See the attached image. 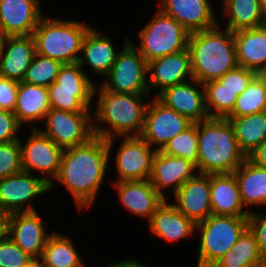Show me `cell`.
Segmentation results:
<instances>
[{
	"label": "cell",
	"instance_id": "cell-1",
	"mask_svg": "<svg viewBox=\"0 0 266 267\" xmlns=\"http://www.w3.org/2000/svg\"><path fill=\"white\" fill-rule=\"evenodd\" d=\"M113 138L94 136L88 142L63 151L58 175L54 180L69 190L78 208H89L109 170Z\"/></svg>",
	"mask_w": 266,
	"mask_h": 267
},
{
	"label": "cell",
	"instance_id": "cell-2",
	"mask_svg": "<svg viewBox=\"0 0 266 267\" xmlns=\"http://www.w3.org/2000/svg\"><path fill=\"white\" fill-rule=\"evenodd\" d=\"M219 26L189 36L192 77L201 84L217 80L238 66L234 33L226 28L222 31Z\"/></svg>",
	"mask_w": 266,
	"mask_h": 267
},
{
	"label": "cell",
	"instance_id": "cell-3",
	"mask_svg": "<svg viewBox=\"0 0 266 267\" xmlns=\"http://www.w3.org/2000/svg\"><path fill=\"white\" fill-rule=\"evenodd\" d=\"M246 158L228 119L208 118L198 122V173H233Z\"/></svg>",
	"mask_w": 266,
	"mask_h": 267
},
{
	"label": "cell",
	"instance_id": "cell-4",
	"mask_svg": "<svg viewBox=\"0 0 266 267\" xmlns=\"http://www.w3.org/2000/svg\"><path fill=\"white\" fill-rule=\"evenodd\" d=\"M147 94L115 93L99 87L98 102L94 114L97 123L93 124L94 136L103 139L140 136L144 126L148 104L143 103Z\"/></svg>",
	"mask_w": 266,
	"mask_h": 267
},
{
	"label": "cell",
	"instance_id": "cell-5",
	"mask_svg": "<svg viewBox=\"0 0 266 267\" xmlns=\"http://www.w3.org/2000/svg\"><path fill=\"white\" fill-rule=\"evenodd\" d=\"M89 25L80 21L42 17L32 36L36 53L62 64L78 62Z\"/></svg>",
	"mask_w": 266,
	"mask_h": 267
},
{
	"label": "cell",
	"instance_id": "cell-6",
	"mask_svg": "<svg viewBox=\"0 0 266 267\" xmlns=\"http://www.w3.org/2000/svg\"><path fill=\"white\" fill-rule=\"evenodd\" d=\"M249 216L210 215L196 224L201 234L197 267H212L248 228Z\"/></svg>",
	"mask_w": 266,
	"mask_h": 267
},
{
	"label": "cell",
	"instance_id": "cell-7",
	"mask_svg": "<svg viewBox=\"0 0 266 267\" xmlns=\"http://www.w3.org/2000/svg\"><path fill=\"white\" fill-rule=\"evenodd\" d=\"M50 107L72 113H89L96 85L78 64H62L56 81L47 87Z\"/></svg>",
	"mask_w": 266,
	"mask_h": 267
},
{
	"label": "cell",
	"instance_id": "cell-8",
	"mask_svg": "<svg viewBox=\"0 0 266 267\" xmlns=\"http://www.w3.org/2000/svg\"><path fill=\"white\" fill-rule=\"evenodd\" d=\"M190 33L174 18L158 9L139 32L140 45H134L148 62L188 49Z\"/></svg>",
	"mask_w": 266,
	"mask_h": 267
},
{
	"label": "cell",
	"instance_id": "cell-9",
	"mask_svg": "<svg viewBox=\"0 0 266 267\" xmlns=\"http://www.w3.org/2000/svg\"><path fill=\"white\" fill-rule=\"evenodd\" d=\"M116 61L106 75L108 79L101 86L108 91L124 94H149L148 63L126 38ZM108 81V82H107Z\"/></svg>",
	"mask_w": 266,
	"mask_h": 267
},
{
	"label": "cell",
	"instance_id": "cell-10",
	"mask_svg": "<svg viewBox=\"0 0 266 267\" xmlns=\"http://www.w3.org/2000/svg\"><path fill=\"white\" fill-rule=\"evenodd\" d=\"M45 120V130H39L62 149L82 145L94 137V120L90 113L51 108Z\"/></svg>",
	"mask_w": 266,
	"mask_h": 267
},
{
	"label": "cell",
	"instance_id": "cell-11",
	"mask_svg": "<svg viewBox=\"0 0 266 267\" xmlns=\"http://www.w3.org/2000/svg\"><path fill=\"white\" fill-rule=\"evenodd\" d=\"M31 132L26 143L19 140L22 170L31 174L35 170L46 175L47 177L44 176V180L49 184V190H51V187H53L52 181L56 178L60 169L64 149L44 135L38 127H32Z\"/></svg>",
	"mask_w": 266,
	"mask_h": 267
},
{
	"label": "cell",
	"instance_id": "cell-12",
	"mask_svg": "<svg viewBox=\"0 0 266 267\" xmlns=\"http://www.w3.org/2000/svg\"><path fill=\"white\" fill-rule=\"evenodd\" d=\"M46 192H49V184L44 177H35L34 174L22 171L2 178L0 179V213L9 215L16 212L36 211L35 207L28 202H32L35 197Z\"/></svg>",
	"mask_w": 266,
	"mask_h": 267
},
{
	"label": "cell",
	"instance_id": "cell-13",
	"mask_svg": "<svg viewBox=\"0 0 266 267\" xmlns=\"http://www.w3.org/2000/svg\"><path fill=\"white\" fill-rule=\"evenodd\" d=\"M148 104L140 137L155 150L161 151L169 140L184 131L193 122L174 109L166 107L156 97Z\"/></svg>",
	"mask_w": 266,
	"mask_h": 267
},
{
	"label": "cell",
	"instance_id": "cell-14",
	"mask_svg": "<svg viewBox=\"0 0 266 267\" xmlns=\"http://www.w3.org/2000/svg\"><path fill=\"white\" fill-rule=\"evenodd\" d=\"M116 153L117 181L149 180L156 150L140 136L124 137ZM151 148L153 150H151Z\"/></svg>",
	"mask_w": 266,
	"mask_h": 267
},
{
	"label": "cell",
	"instance_id": "cell-15",
	"mask_svg": "<svg viewBox=\"0 0 266 267\" xmlns=\"http://www.w3.org/2000/svg\"><path fill=\"white\" fill-rule=\"evenodd\" d=\"M42 218L37 211L16 212L7 215V232L10 239L34 260H39L47 239Z\"/></svg>",
	"mask_w": 266,
	"mask_h": 267
},
{
	"label": "cell",
	"instance_id": "cell-16",
	"mask_svg": "<svg viewBox=\"0 0 266 267\" xmlns=\"http://www.w3.org/2000/svg\"><path fill=\"white\" fill-rule=\"evenodd\" d=\"M164 89L155 97L166 107L174 109L193 123L209 118L205 105L204 86L195 79ZM200 86L197 89L196 86Z\"/></svg>",
	"mask_w": 266,
	"mask_h": 267
},
{
	"label": "cell",
	"instance_id": "cell-17",
	"mask_svg": "<svg viewBox=\"0 0 266 267\" xmlns=\"http://www.w3.org/2000/svg\"><path fill=\"white\" fill-rule=\"evenodd\" d=\"M174 205L195 224L212 215L210 174L198 173L187 180L175 193Z\"/></svg>",
	"mask_w": 266,
	"mask_h": 267
},
{
	"label": "cell",
	"instance_id": "cell-18",
	"mask_svg": "<svg viewBox=\"0 0 266 267\" xmlns=\"http://www.w3.org/2000/svg\"><path fill=\"white\" fill-rule=\"evenodd\" d=\"M39 0H0V29L5 36L32 35L43 14Z\"/></svg>",
	"mask_w": 266,
	"mask_h": 267
},
{
	"label": "cell",
	"instance_id": "cell-19",
	"mask_svg": "<svg viewBox=\"0 0 266 267\" xmlns=\"http://www.w3.org/2000/svg\"><path fill=\"white\" fill-rule=\"evenodd\" d=\"M147 73L151 74L148 81L149 91L154 87L159 90L157 95L168 87L187 82L188 78L191 81L193 77L189 50L148 62Z\"/></svg>",
	"mask_w": 266,
	"mask_h": 267
},
{
	"label": "cell",
	"instance_id": "cell-20",
	"mask_svg": "<svg viewBox=\"0 0 266 267\" xmlns=\"http://www.w3.org/2000/svg\"><path fill=\"white\" fill-rule=\"evenodd\" d=\"M159 1V9L174 18L189 33L211 29L219 24L208 0Z\"/></svg>",
	"mask_w": 266,
	"mask_h": 267
},
{
	"label": "cell",
	"instance_id": "cell-21",
	"mask_svg": "<svg viewBox=\"0 0 266 267\" xmlns=\"http://www.w3.org/2000/svg\"><path fill=\"white\" fill-rule=\"evenodd\" d=\"M195 170H197L196 166L184 158L157 151L153 159L149 181L156 191L166 199L162 191L171 187L174 194L187 180L196 175Z\"/></svg>",
	"mask_w": 266,
	"mask_h": 267
},
{
	"label": "cell",
	"instance_id": "cell-22",
	"mask_svg": "<svg viewBox=\"0 0 266 267\" xmlns=\"http://www.w3.org/2000/svg\"><path fill=\"white\" fill-rule=\"evenodd\" d=\"M35 53L32 35L5 36L0 53V77L22 81Z\"/></svg>",
	"mask_w": 266,
	"mask_h": 267
},
{
	"label": "cell",
	"instance_id": "cell-23",
	"mask_svg": "<svg viewBox=\"0 0 266 267\" xmlns=\"http://www.w3.org/2000/svg\"><path fill=\"white\" fill-rule=\"evenodd\" d=\"M212 215L249 216L242 204L237 179L233 173L210 174Z\"/></svg>",
	"mask_w": 266,
	"mask_h": 267
},
{
	"label": "cell",
	"instance_id": "cell-24",
	"mask_svg": "<svg viewBox=\"0 0 266 267\" xmlns=\"http://www.w3.org/2000/svg\"><path fill=\"white\" fill-rule=\"evenodd\" d=\"M112 184L118 191L121 205L136 216L148 217L150 220L157 206L164 200L149 180L120 181Z\"/></svg>",
	"mask_w": 266,
	"mask_h": 267
},
{
	"label": "cell",
	"instance_id": "cell-25",
	"mask_svg": "<svg viewBox=\"0 0 266 267\" xmlns=\"http://www.w3.org/2000/svg\"><path fill=\"white\" fill-rule=\"evenodd\" d=\"M149 228L154 235L171 242L190 236L196 224L164 199L149 220Z\"/></svg>",
	"mask_w": 266,
	"mask_h": 267
},
{
	"label": "cell",
	"instance_id": "cell-26",
	"mask_svg": "<svg viewBox=\"0 0 266 267\" xmlns=\"http://www.w3.org/2000/svg\"><path fill=\"white\" fill-rule=\"evenodd\" d=\"M233 33L238 66L259 74L266 67V24Z\"/></svg>",
	"mask_w": 266,
	"mask_h": 267
},
{
	"label": "cell",
	"instance_id": "cell-27",
	"mask_svg": "<svg viewBox=\"0 0 266 267\" xmlns=\"http://www.w3.org/2000/svg\"><path fill=\"white\" fill-rule=\"evenodd\" d=\"M81 52L83 56L79 57L78 64L83 68L87 63L91 70L104 76L109 73L118 55L111 39L100 35L93 27L85 34Z\"/></svg>",
	"mask_w": 266,
	"mask_h": 267
},
{
	"label": "cell",
	"instance_id": "cell-28",
	"mask_svg": "<svg viewBox=\"0 0 266 267\" xmlns=\"http://www.w3.org/2000/svg\"><path fill=\"white\" fill-rule=\"evenodd\" d=\"M50 109L47 87L24 81L18 82L17 99L13 113L21 126L36 120L43 121Z\"/></svg>",
	"mask_w": 266,
	"mask_h": 267
},
{
	"label": "cell",
	"instance_id": "cell-29",
	"mask_svg": "<svg viewBox=\"0 0 266 267\" xmlns=\"http://www.w3.org/2000/svg\"><path fill=\"white\" fill-rule=\"evenodd\" d=\"M234 174L244 206L266 205V168L246 158Z\"/></svg>",
	"mask_w": 266,
	"mask_h": 267
},
{
	"label": "cell",
	"instance_id": "cell-30",
	"mask_svg": "<svg viewBox=\"0 0 266 267\" xmlns=\"http://www.w3.org/2000/svg\"><path fill=\"white\" fill-rule=\"evenodd\" d=\"M225 14L228 15L226 29L235 32L266 24L261 0H223Z\"/></svg>",
	"mask_w": 266,
	"mask_h": 267
},
{
	"label": "cell",
	"instance_id": "cell-31",
	"mask_svg": "<svg viewBox=\"0 0 266 267\" xmlns=\"http://www.w3.org/2000/svg\"><path fill=\"white\" fill-rule=\"evenodd\" d=\"M226 119L233 125L239 148L246 157L266 139V111Z\"/></svg>",
	"mask_w": 266,
	"mask_h": 267
},
{
	"label": "cell",
	"instance_id": "cell-32",
	"mask_svg": "<svg viewBox=\"0 0 266 267\" xmlns=\"http://www.w3.org/2000/svg\"><path fill=\"white\" fill-rule=\"evenodd\" d=\"M47 267H81L84 262L66 235L52 232L39 259Z\"/></svg>",
	"mask_w": 266,
	"mask_h": 267
},
{
	"label": "cell",
	"instance_id": "cell-33",
	"mask_svg": "<svg viewBox=\"0 0 266 267\" xmlns=\"http://www.w3.org/2000/svg\"><path fill=\"white\" fill-rule=\"evenodd\" d=\"M203 86L209 118H226L235 106L237 94L221 85L217 80L205 82Z\"/></svg>",
	"mask_w": 266,
	"mask_h": 267
},
{
	"label": "cell",
	"instance_id": "cell-34",
	"mask_svg": "<svg viewBox=\"0 0 266 267\" xmlns=\"http://www.w3.org/2000/svg\"><path fill=\"white\" fill-rule=\"evenodd\" d=\"M266 111V84L257 75L238 97L226 118L242 117Z\"/></svg>",
	"mask_w": 266,
	"mask_h": 267
},
{
	"label": "cell",
	"instance_id": "cell-35",
	"mask_svg": "<svg viewBox=\"0 0 266 267\" xmlns=\"http://www.w3.org/2000/svg\"><path fill=\"white\" fill-rule=\"evenodd\" d=\"M163 154L182 157L198 165V122L192 123L184 131L168 141L161 150Z\"/></svg>",
	"mask_w": 266,
	"mask_h": 267
},
{
	"label": "cell",
	"instance_id": "cell-36",
	"mask_svg": "<svg viewBox=\"0 0 266 267\" xmlns=\"http://www.w3.org/2000/svg\"><path fill=\"white\" fill-rule=\"evenodd\" d=\"M62 63L35 53L22 81L48 87L56 81Z\"/></svg>",
	"mask_w": 266,
	"mask_h": 267
},
{
	"label": "cell",
	"instance_id": "cell-37",
	"mask_svg": "<svg viewBox=\"0 0 266 267\" xmlns=\"http://www.w3.org/2000/svg\"><path fill=\"white\" fill-rule=\"evenodd\" d=\"M229 252H233L237 257L238 267H259L265 261L249 228L243 232Z\"/></svg>",
	"mask_w": 266,
	"mask_h": 267
},
{
	"label": "cell",
	"instance_id": "cell-38",
	"mask_svg": "<svg viewBox=\"0 0 266 267\" xmlns=\"http://www.w3.org/2000/svg\"><path fill=\"white\" fill-rule=\"evenodd\" d=\"M22 171L19 140L0 143V179Z\"/></svg>",
	"mask_w": 266,
	"mask_h": 267
},
{
	"label": "cell",
	"instance_id": "cell-39",
	"mask_svg": "<svg viewBox=\"0 0 266 267\" xmlns=\"http://www.w3.org/2000/svg\"><path fill=\"white\" fill-rule=\"evenodd\" d=\"M34 259L6 234L0 239V267H27Z\"/></svg>",
	"mask_w": 266,
	"mask_h": 267
},
{
	"label": "cell",
	"instance_id": "cell-40",
	"mask_svg": "<svg viewBox=\"0 0 266 267\" xmlns=\"http://www.w3.org/2000/svg\"><path fill=\"white\" fill-rule=\"evenodd\" d=\"M258 74L245 67L237 66L236 68L226 72L217 81L228 88L232 92H235L239 96Z\"/></svg>",
	"mask_w": 266,
	"mask_h": 267
},
{
	"label": "cell",
	"instance_id": "cell-41",
	"mask_svg": "<svg viewBox=\"0 0 266 267\" xmlns=\"http://www.w3.org/2000/svg\"><path fill=\"white\" fill-rule=\"evenodd\" d=\"M20 127L12 111L0 109V143L20 140L17 135Z\"/></svg>",
	"mask_w": 266,
	"mask_h": 267
},
{
	"label": "cell",
	"instance_id": "cell-42",
	"mask_svg": "<svg viewBox=\"0 0 266 267\" xmlns=\"http://www.w3.org/2000/svg\"><path fill=\"white\" fill-rule=\"evenodd\" d=\"M248 228L254 234L259 252L266 260V214H257L250 210Z\"/></svg>",
	"mask_w": 266,
	"mask_h": 267
},
{
	"label": "cell",
	"instance_id": "cell-43",
	"mask_svg": "<svg viewBox=\"0 0 266 267\" xmlns=\"http://www.w3.org/2000/svg\"><path fill=\"white\" fill-rule=\"evenodd\" d=\"M18 81L0 77V109L14 111Z\"/></svg>",
	"mask_w": 266,
	"mask_h": 267
},
{
	"label": "cell",
	"instance_id": "cell-44",
	"mask_svg": "<svg viewBox=\"0 0 266 267\" xmlns=\"http://www.w3.org/2000/svg\"><path fill=\"white\" fill-rule=\"evenodd\" d=\"M247 158L254 164L266 168V139Z\"/></svg>",
	"mask_w": 266,
	"mask_h": 267
},
{
	"label": "cell",
	"instance_id": "cell-45",
	"mask_svg": "<svg viewBox=\"0 0 266 267\" xmlns=\"http://www.w3.org/2000/svg\"><path fill=\"white\" fill-rule=\"evenodd\" d=\"M212 267H238V259L233 252L228 251Z\"/></svg>",
	"mask_w": 266,
	"mask_h": 267
},
{
	"label": "cell",
	"instance_id": "cell-46",
	"mask_svg": "<svg viewBox=\"0 0 266 267\" xmlns=\"http://www.w3.org/2000/svg\"><path fill=\"white\" fill-rule=\"evenodd\" d=\"M109 267H150L148 265L142 264L134 259L121 260L120 262L114 263Z\"/></svg>",
	"mask_w": 266,
	"mask_h": 267
},
{
	"label": "cell",
	"instance_id": "cell-47",
	"mask_svg": "<svg viewBox=\"0 0 266 267\" xmlns=\"http://www.w3.org/2000/svg\"><path fill=\"white\" fill-rule=\"evenodd\" d=\"M7 232V215L0 213V239H2Z\"/></svg>",
	"mask_w": 266,
	"mask_h": 267
},
{
	"label": "cell",
	"instance_id": "cell-48",
	"mask_svg": "<svg viewBox=\"0 0 266 267\" xmlns=\"http://www.w3.org/2000/svg\"><path fill=\"white\" fill-rule=\"evenodd\" d=\"M27 267H41V262L39 260H34Z\"/></svg>",
	"mask_w": 266,
	"mask_h": 267
},
{
	"label": "cell",
	"instance_id": "cell-49",
	"mask_svg": "<svg viewBox=\"0 0 266 267\" xmlns=\"http://www.w3.org/2000/svg\"><path fill=\"white\" fill-rule=\"evenodd\" d=\"M258 75L266 84V67Z\"/></svg>",
	"mask_w": 266,
	"mask_h": 267
},
{
	"label": "cell",
	"instance_id": "cell-50",
	"mask_svg": "<svg viewBox=\"0 0 266 267\" xmlns=\"http://www.w3.org/2000/svg\"><path fill=\"white\" fill-rule=\"evenodd\" d=\"M4 38H5V35L3 34L2 30L0 29V53L2 50V44H3Z\"/></svg>",
	"mask_w": 266,
	"mask_h": 267
},
{
	"label": "cell",
	"instance_id": "cell-51",
	"mask_svg": "<svg viewBox=\"0 0 266 267\" xmlns=\"http://www.w3.org/2000/svg\"><path fill=\"white\" fill-rule=\"evenodd\" d=\"M261 6H262L263 14L266 18V0H261Z\"/></svg>",
	"mask_w": 266,
	"mask_h": 267
},
{
	"label": "cell",
	"instance_id": "cell-52",
	"mask_svg": "<svg viewBox=\"0 0 266 267\" xmlns=\"http://www.w3.org/2000/svg\"><path fill=\"white\" fill-rule=\"evenodd\" d=\"M259 267H266V260Z\"/></svg>",
	"mask_w": 266,
	"mask_h": 267
}]
</instances>
